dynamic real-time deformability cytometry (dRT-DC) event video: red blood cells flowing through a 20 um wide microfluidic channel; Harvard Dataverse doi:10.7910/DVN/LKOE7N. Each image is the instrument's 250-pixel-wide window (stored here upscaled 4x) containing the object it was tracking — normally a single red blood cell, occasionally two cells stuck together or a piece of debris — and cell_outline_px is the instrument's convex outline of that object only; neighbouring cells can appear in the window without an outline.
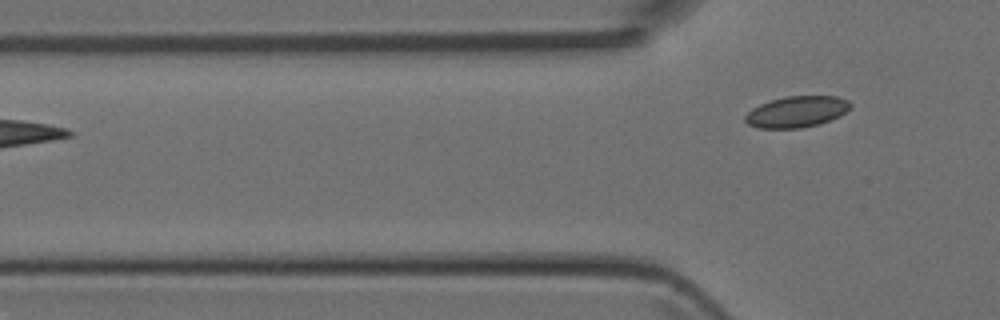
{"species": "Egyptian fruit bat (a non-hibernating species)", "species_latin": "Rousettus aegyptiacus", "temperature_condition": "room temperature", "stored_images_in_passage": 4, "camera_frame_rate_fps": 3000, "um_per_image_px": 0.085, "animal": {"sex": "female"}, "frame": {"image": 1, "passage_image": 4, "time_ms": 1.0, "image_size_px": [1000, 320], "cell_outline_px": [[852, 108], [840, 116], [820, 124], [800, 128], [760, 128], [748, 124], [744, 120], [744, 116], [752, 108], [760, 104], [772, 100], [788, 96], [836, 96], [848, 100], [852, 104]], "centroid_in_image_um": [67.75, 9.5], "position_along_channel_um": 58.0, "area_um2": 19.19}}